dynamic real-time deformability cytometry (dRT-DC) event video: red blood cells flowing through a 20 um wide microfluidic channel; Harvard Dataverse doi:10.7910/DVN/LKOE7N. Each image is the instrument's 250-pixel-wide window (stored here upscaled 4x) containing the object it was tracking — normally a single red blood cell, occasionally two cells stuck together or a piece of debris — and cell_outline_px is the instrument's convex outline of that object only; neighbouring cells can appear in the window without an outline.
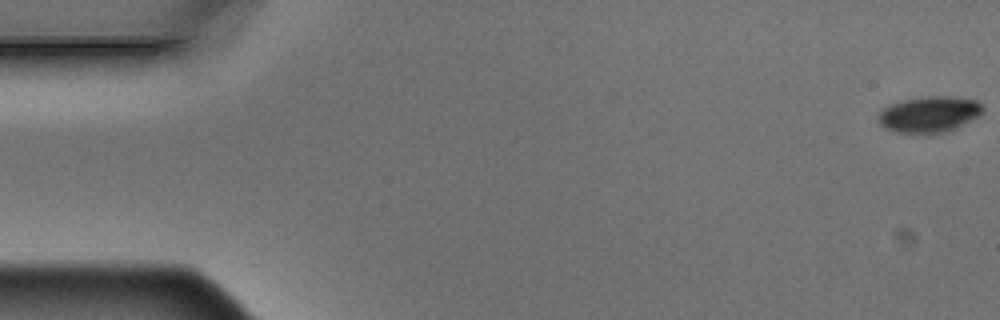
{"species": "Egyptian fruit bat (a non-hibernating species)", "species_latin": "Rousettus aegyptiacus", "temperature_condition": "warm", "stored_images_in_passage": 15, "camera_frame_rate_fps": 3000, "um_per_image_px": 0.085, "animal": {"sex": "male"}, "frame": {"image": 1, "passage_image": 1, "time_ms": 0.0, "image_size_px": [1000, 320], "cell_outline_px": [[984, 112], [956, 128], [944, 132], [896, 132], [884, 128], [880, 124], [880, 112], [888, 104], [904, 100], [928, 96], [948, 96], [976, 100], [984, 108]], "centroid_in_image_um": [78.99, 9.7], "position_along_channel_um": 6.0, "area_um2": 21.5}}
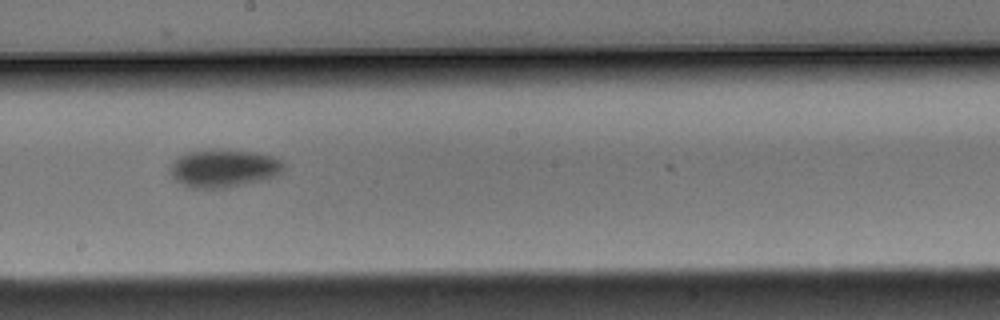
{"frame": {"image": 2, "passage_image": 9, "time_ms": 2.667, "image_size_px": [1000, 320], "cell_outline_px": [[284, 168], [280, 172], [272, 176], [228, 188], [192, 188], [176, 180], [168, 172], [168, 168], [176, 156], [188, 152], [212, 148], [256, 152], [272, 156], [280, 160], [284, 164]], "centroid_in_image_um": [18.93, 14.28], "position_along_channel_um": 229.3, "area_um2": 25.14}}
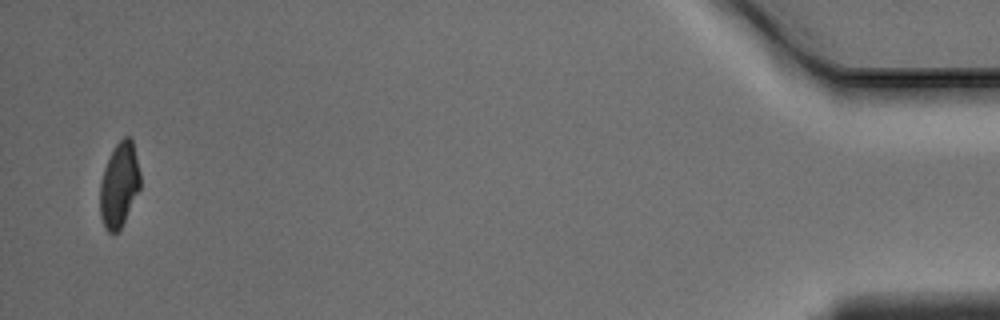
{"frame": {"image": 3, "passage_image": 15, "time_ms": 4.667, "image_size_px": [1000, 320], "cell_outline_px": [[140, 188], [120, 228], [116, 232], [108, 232], [104, 228], [100, 216], [100, 184], [104, 168], [116, 144], [124, 136], [128, 136], [132, 140], [140, 172]], "centroid_in_image_um": [10.12, 15.72], "position_along_channel_um": 425.1, "area_um2": 19.54}}